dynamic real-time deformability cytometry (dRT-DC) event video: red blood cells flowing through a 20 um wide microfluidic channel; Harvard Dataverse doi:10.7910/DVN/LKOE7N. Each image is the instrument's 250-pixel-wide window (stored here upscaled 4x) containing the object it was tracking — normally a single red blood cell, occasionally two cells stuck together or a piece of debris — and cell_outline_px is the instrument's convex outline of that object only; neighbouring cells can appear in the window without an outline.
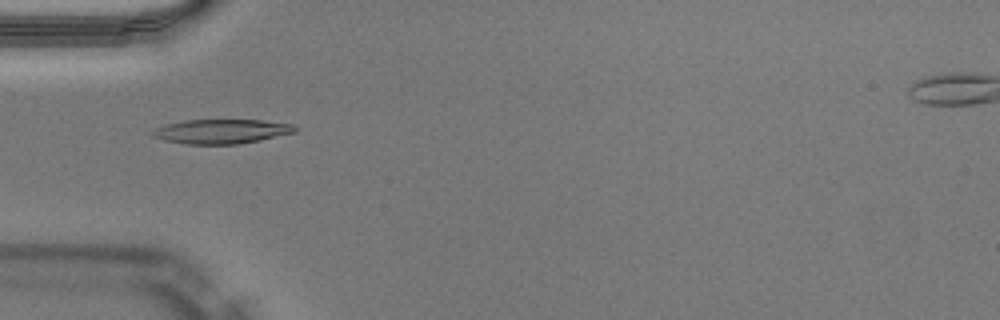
{"species": "Egyptian fruit bat (a non-hibernating species)", "species_latin": "Rousettus aegyptiacus", "temperature_condition": "warm", "stored_images_in_passage": 35, "camera_frame_rate_fps": 3000, "um_per_image_px": 0.085, "animal": {"sex": "male"}, "frame": {"image": 1, "passage_image": 1, "time_ms": 0.0, "image_size_px": [1000, 320], "cell_outline_px": [[296, 132], [260, 140], [236, 144], [184, 144], [164, 140], [152, 136], [152, 132], [156, 128], [168, 124], [184, 120], [260, 120], [292, 124], [296, 128]], "centroid_in_image_um": [18.82, 11.17], "position_along_channel_um": 66.2, "area_um2": 20.06}}
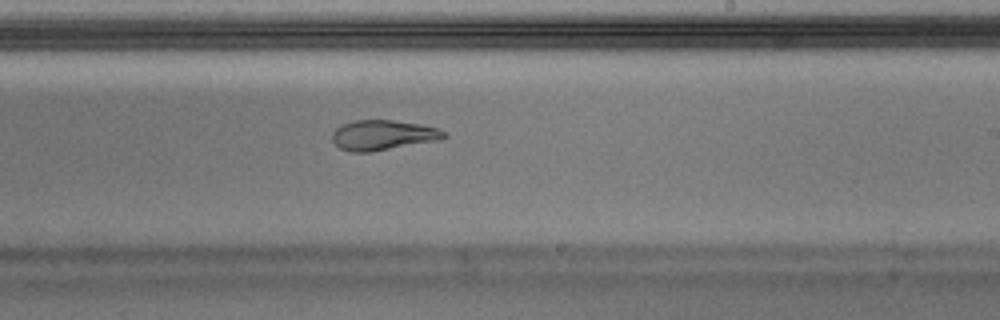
{"frame": {"image": 2, "passage_image": 15, "time_ms": 4.667, "image_size_px": [1000, 320], "cell_outline_px": [[448, 136], [440, 140], [372, 152], [352, 152], [340, 148], [332, 140], [332, 132], [336, 128], [344, 124], [356, 120], [392, 120], [420, 124], [436, 128], [444, 132]], "centroid_in_image_um": [32.55, 11.49], "position_along_channel_um": 256.4, "area_um2": 19.54}}
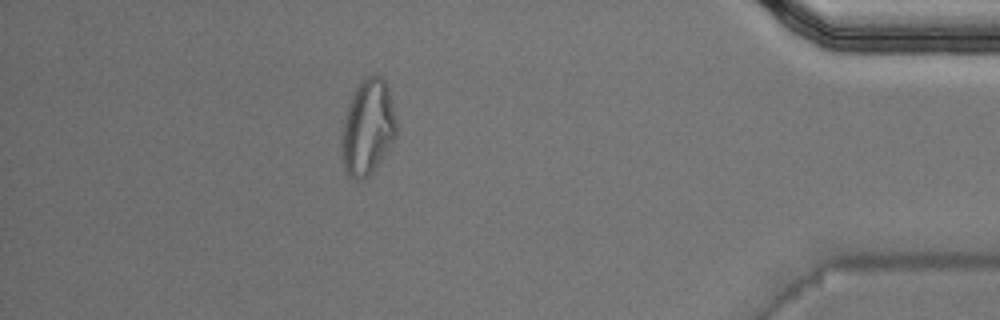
{"frame": {"image": 3, "passage_image": 29, "time_ms": 9.333, "image_size_px": [1000, 320], "cell_outline_px": [[396, 136], [372, 172], [364, 180], [356, 180], [348, 176], [344, 164], [344, 120], [352, 96], [356, 88], [368, 76], [380, 76], [384, 80], [388, 88], [396, 116]], "centroid_in_image_um": [31.3, 10.83], "position_along_channel_um": 403.9, "area_um2": 29.3}, "authors_computed_cell_mechanics": {"area_um2": 20.0566, "velocity_mm_per_s": 4.0753, "shape_relaxation_time_tau1_ms": null, "shape_relaxation_time_tau2_ms": 1.5534, "deformation_change_tau1": null, "deformation_change_tau2": 0.0778}}